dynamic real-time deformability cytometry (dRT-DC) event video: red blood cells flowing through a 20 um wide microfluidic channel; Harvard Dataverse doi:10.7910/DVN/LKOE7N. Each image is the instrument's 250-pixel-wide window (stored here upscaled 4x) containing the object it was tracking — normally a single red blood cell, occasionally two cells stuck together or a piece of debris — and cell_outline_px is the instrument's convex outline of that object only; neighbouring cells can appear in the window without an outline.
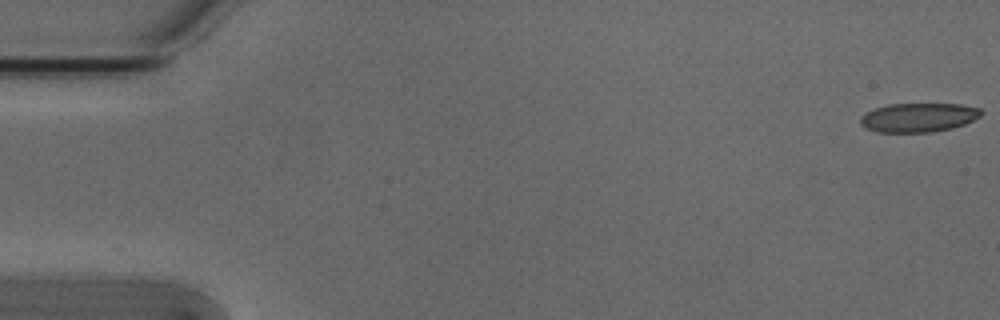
{"species": "Egyptian fruit bat (a non-hibernating species)", "species_latin": "Rousettus aegyptiacus", "temperature_condition": "cold", "stored_images_in_passage": 54, "camera_frame_rate_fps": 3000, "um_per_image_px": 0.085, "animal": {"sex": "male"}, "frame": {"image": 1, "passage_image": 1, "time_ms": 0.0, "image_size_px": [1000, 320], "cell_outline_px": [[984, 112], [980, 116], [964, 124], [952, 128], [932, 132], [876, 132], [864, 128], [860, 124], [860, 116], [864, 112], [888, 104], [960, 104], [980, 108]], "centroid_in_image_um": [78.04, 9.99], "position_along_channel_um": 7.0, "area_um2": 20.58}}
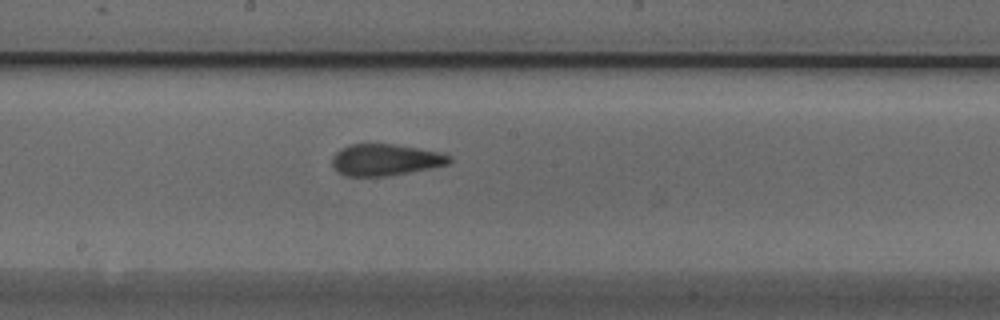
{"frame": {"image": 2, "passage_image": 29, "time_ms": 9.333, "image_size_px": [1000, 320], "cell_outline_px": [[452, 160], [448, 164], [388, 176], [348, 176], [340, 172], [332, 164], [332, 156], [340, 148], [348, 144], [392, 144], [440, 152], [452, 156]], "centroid_in_image_um": [32.74, 13.57], "position_along_channel_um": 215.5, "area_um2": 21.33}}
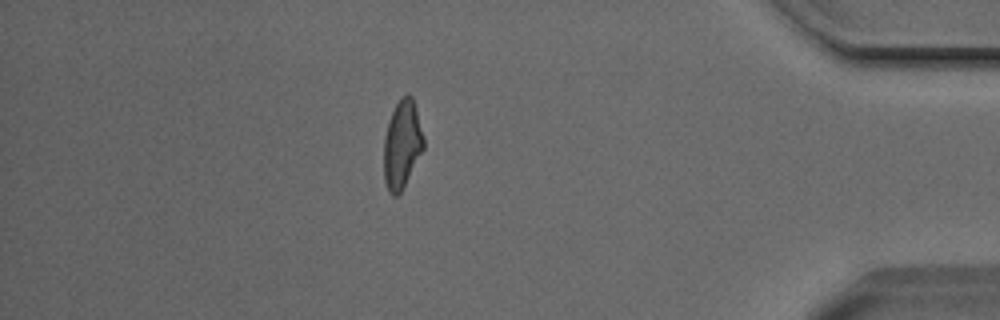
{"frame": {"image": 3, "passage_image": 47, "time_ms": 15.333, "image_size_px": [1000, 320], "cell_outline_px": [[424, 148], [400, 192], [396, 196], [392, 196], [388, 192], [384, 180], [384, 136], [388, 120], [400, 96], [408, 92], [412, 96], [416, 108], [424, 140]], "centroid_in_image_um": [34.16, 12.24], "position_along_channel_um": 401.0, "area_um2": 20.4}, "authors_computed_cell_mechanics": {"area_um2": 21.5305, "velocity_mm_per_s": 3.8108, "shape_relaxation_time_tau1_ms": 9.1354, "shape_relaxation_time_tau2_ms": 1.7494, "deformation_change_tau1": 0.2069, "deformation_change_tau2": 0.1011}}